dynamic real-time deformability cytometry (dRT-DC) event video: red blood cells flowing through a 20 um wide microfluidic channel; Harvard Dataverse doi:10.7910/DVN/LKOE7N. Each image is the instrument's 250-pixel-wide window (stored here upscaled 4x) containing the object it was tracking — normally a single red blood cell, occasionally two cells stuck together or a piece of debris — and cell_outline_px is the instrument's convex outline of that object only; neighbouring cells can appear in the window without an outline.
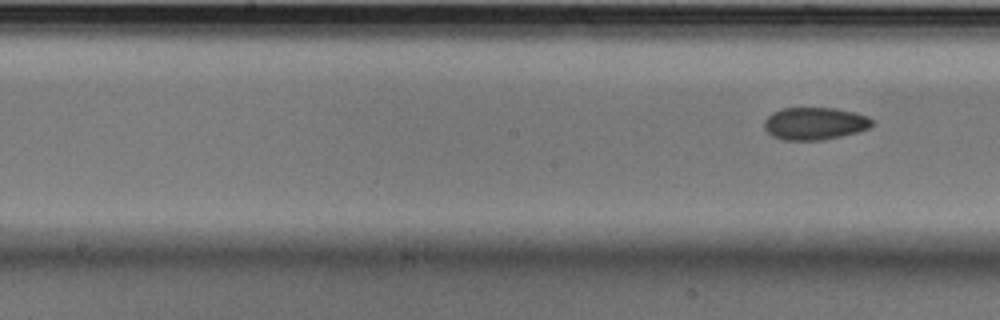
{"species": "Egyptian fruit bat (a non-hibernating species)", "species_latin": "Rousettus aegyptiacus", "temperature_condition": "cold", "stored_images_in_passage": 6, "camera_frame_rate_fps": 3000, "um_per_image_px": 0.085, "animal": {"sex": "male"}, "frame": {"image": 1, "passage_image": 6, "time_ms": 1.667, "image_size_px": [1000, 320], "cell_outline_px": [[872, 124], [868, 128], [856, 132], [840, 136], [820, 140], [780, 140], [772, 136], [764, 128], [764, 120], [772, 112], [780, 108], [836, 108], [868, 116], [872, 120]], "centroid_in_image_um": [69.2, 10.49], "position_along_channel_um": 179.0, "area_um2": 20.35}}